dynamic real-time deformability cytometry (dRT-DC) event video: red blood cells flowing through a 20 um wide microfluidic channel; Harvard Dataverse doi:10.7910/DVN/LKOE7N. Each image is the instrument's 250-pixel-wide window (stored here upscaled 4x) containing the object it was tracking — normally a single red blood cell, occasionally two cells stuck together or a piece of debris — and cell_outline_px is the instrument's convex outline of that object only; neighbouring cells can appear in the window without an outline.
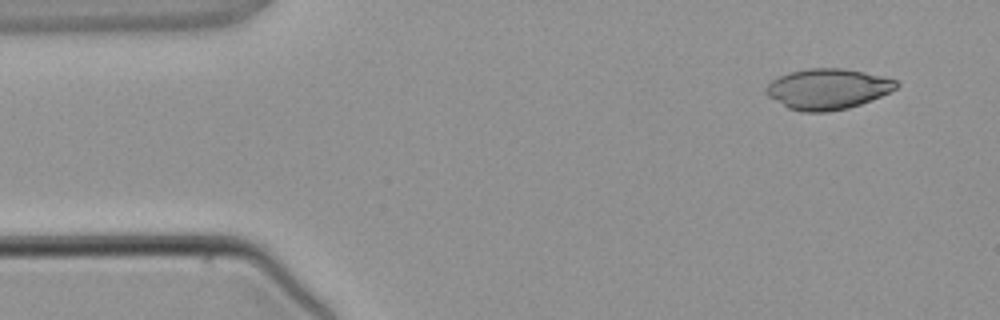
{"species": "common noctule bat (a hibernating species)", "species_latin": "Nyctalus noctula", "temperature_condition": "warm", "stored_images_in_passage": 2, "camera_frame_rate_fps": 3000, "um_per_image_px": 0.085, "animal": {"sex": "male", "body_mass_g": 21.5, "forearm_length_mm": 52.0}, "frame": {"image": 1, "passage_image": 1, "time_ms": 0.0, "image_size_px": [1000, 320], "cell_outline_px": [[900, 84], [896, 88], [880, 96], [860, 104], [848, 108], [828, 112], [804, 112], [788, 108], [768, 96], [764, 92], [764, 88], [772, 80], [788, 72], [808, 68], [844, 68], [864, 72], [896, 80]], "centroid_in_image_um": [70.31, 7.56], "position_along_channel_um": 14.7, "area_um2": 30.75}}